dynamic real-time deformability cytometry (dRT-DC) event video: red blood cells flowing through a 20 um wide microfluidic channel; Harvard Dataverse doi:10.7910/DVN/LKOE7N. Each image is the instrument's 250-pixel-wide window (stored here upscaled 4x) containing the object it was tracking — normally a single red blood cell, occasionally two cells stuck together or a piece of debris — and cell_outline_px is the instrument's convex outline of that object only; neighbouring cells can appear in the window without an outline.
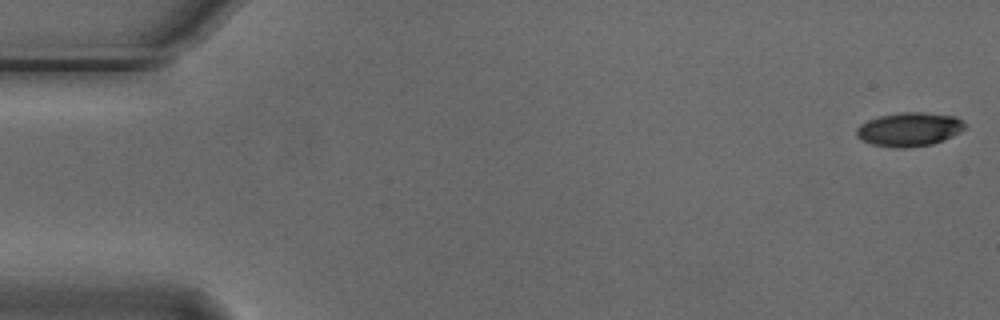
{"species": "Egyptian fruit bat (a non-hibernating species)", "species_latin": "Rousettus aegyptiacus", "temperature_condition": "cold", "stored_images_in_passage": 13, "camera_frame_rate_fps": 3000, "um_per_image_px": 0.085, "animal": {"sex": "male"}, "frame": {"image": 1, "passage_image": 1, "time_ms": 0.0, "image_size_px": [1000, 320], "cell_outline_px": [[968, 128], [944, 140], [932, 144], [904, 148], [896, 148], [872, 144], [860, 140], [856, 136], [856, 128], [860, 124], [868, 120], [880, 116], [900, 112], [924, 112], [956, 116]], "centroid_in_image_um": [77.28, 10.99], "position_along_channel_um": 7.7, "area_um2": 21.5}}